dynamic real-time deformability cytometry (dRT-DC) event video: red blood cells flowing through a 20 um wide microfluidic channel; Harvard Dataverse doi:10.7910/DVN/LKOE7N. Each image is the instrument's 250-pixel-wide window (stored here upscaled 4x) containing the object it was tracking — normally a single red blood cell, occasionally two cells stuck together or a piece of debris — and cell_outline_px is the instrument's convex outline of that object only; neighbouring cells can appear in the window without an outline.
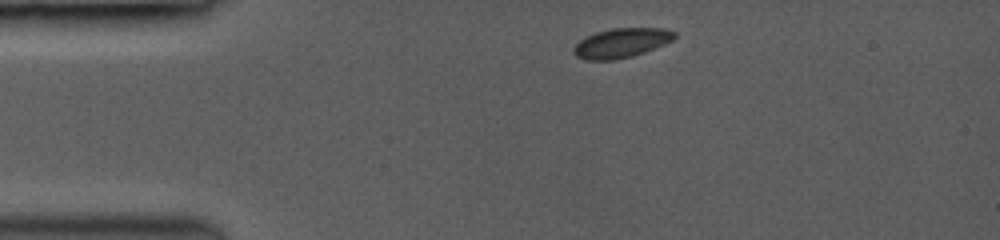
{"species": "common noctule bat (a hibernating species)", "species_latin": "Nyctalus noctula", "temperature_condition": "room temperature", "stored_images_in_passage": 3, "camera_frame_rate_fps": 3000, "um_per_image_px": 0.085, "animal": {"sex": "female", "body_mass_g": 19.0, "forearm_length_mm": 53.3}, "frame": {"image": 1, "passage_image": 1, "time_ms": 0.0, "image_size_px": [1000, 240], "cell_outline_px": [[676, 36], [672, 40], [664, 44], [644, 52], [632, 56], [612, 60], [588, 60], [576, 56], [572, 52], [572, 48], [584, 36], [596, 32], [612, 28], [664, 28], [676, 32]], "centroid_in_image_um": [52.79, 3.64], "position_along_channel_um": 32.2, "area_um2": 17.34}}